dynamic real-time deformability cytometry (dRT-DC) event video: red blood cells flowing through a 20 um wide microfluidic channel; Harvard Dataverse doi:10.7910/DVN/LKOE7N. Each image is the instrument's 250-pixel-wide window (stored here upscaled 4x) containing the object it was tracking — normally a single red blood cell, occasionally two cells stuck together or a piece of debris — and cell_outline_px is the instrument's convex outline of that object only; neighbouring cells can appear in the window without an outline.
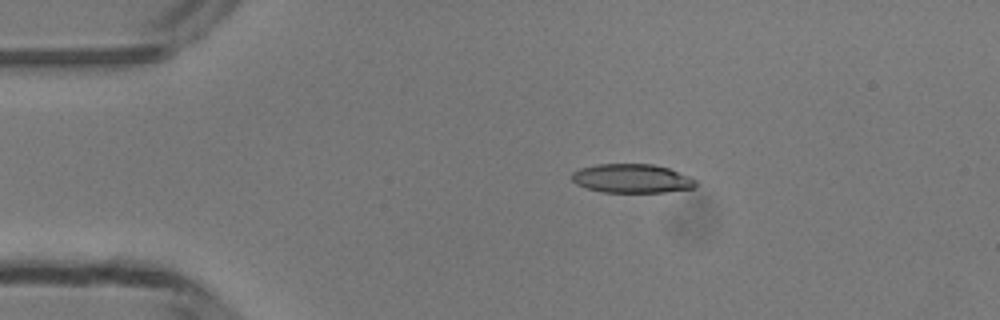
{"species": "common noctule bat (a hibernating species)", "species_latin": "Nyctalus noctula", "temperature_condition": "room temperature", "stored_images_in_passage": 49, "camera_frame_rate_fps": 3000, "um_per_image_px": 0.085, "animal": {"sex": "male", "body_mass_g": 13.3}, "frame": {"image": 1, "passage_image": 10, "time_ms": 3.0, "image_size_px": [1000, 320], "cell_outline_px": [[696, 184], [692, 188], [664, 192], [604, 192], [588, 188], [576, 184], [572, 180], [572, 172], [580, 168], [596, 164], [652, 164], [668, 168], [688, 176], [696, 180]], "centroid_in_image_um": [53.68, 15.16], "position_along_channel_um": 31.3, "area_um2": 20.69}}
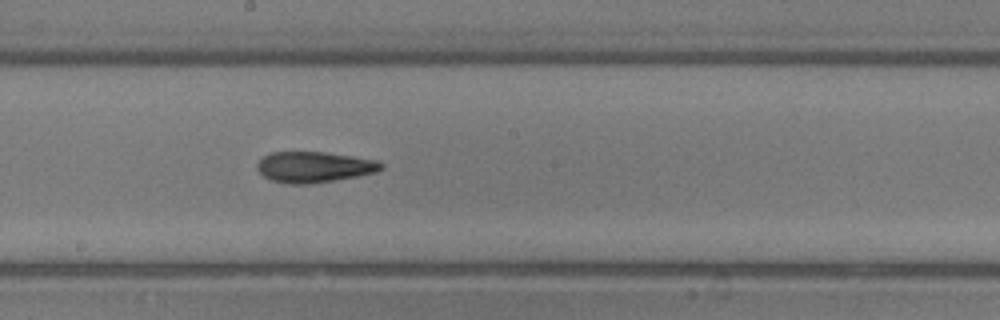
{"frame": {"image": 2, "passage_image": 27, "time_ms": 8.667, "image_size_px": [1000, 320], "cell_outline_px": [[384, 168], [376, 172], [356, 176], [308, 184], [288, 184], [272, 180], [264, 176], [256, 168], [256, 164], [264, 156], [272, 152], [324, 152], [352, 156], [376, 160], [384, 164]], "centroid_in_image_um": [26.7, 14.19], "position_along_channel_um": 221.5, "area_um2": 22.08}}
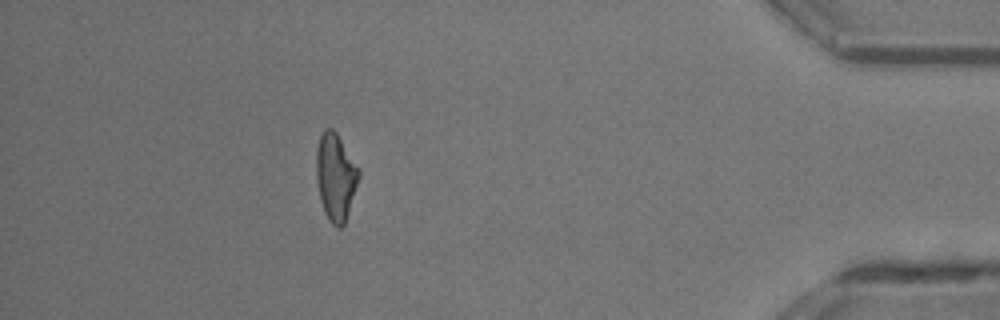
{"frame": {"image": 3, "passage_image": 44, "time_ms": 14.333, "image_size_px": [1000, 320], "cell_outline_px": [[360, 176], [344, 224], [340, 228], [336, 228], [328, 220], [324, 212], [320, 200], [316, 180], [316, 148], [320, 136], [324, 128], [332, 128], [336, 132], [360, 172]], "centroid_in_image_um": [28.49, 15.05], "position_along_channel_um": 406.7, "area_um2": 21.44}, "authors_computed_cell_mechanics": {"area_um2": 21.5594, "velocity_mm_per_s": 4.2188, "shape_relaxation_time_tau1_ms": 5.9947, "shape_relaxation_time_tau2_ms": 4.3038, "deformation_change_tau1": 0.222, "deformation_change_tau2": 0.1609}}